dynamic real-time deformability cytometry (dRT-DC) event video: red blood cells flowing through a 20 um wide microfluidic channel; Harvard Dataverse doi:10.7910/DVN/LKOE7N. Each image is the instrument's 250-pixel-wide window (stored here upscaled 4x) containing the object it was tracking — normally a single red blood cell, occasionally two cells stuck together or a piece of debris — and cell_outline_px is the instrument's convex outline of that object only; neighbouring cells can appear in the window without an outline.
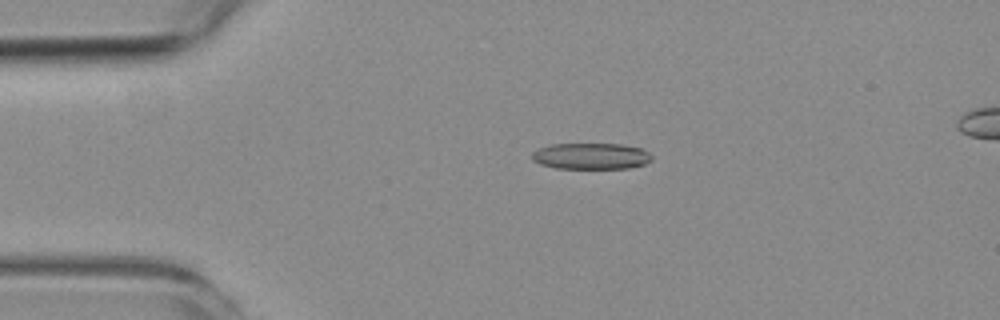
{"species": "common noctule bat (a hibernating species)", "species_latin": "Nyctalus noctula", "temperature_condition": "room temperature", "stored_images_in_passage": 5, "camera_frame_rate_fps": 3000, "um_per_image_px": 0.085, "animal": {"sex": "female", "body_mass_g": 19.3, "forearm_length_mm": 54.1}, "frame": {"image": 1, "passage_image": 3, "time_ms": 2.0, "image_size_px": [1000, 320], "cell_outline_px": [[652, 160], [644, 164], [628, 168], [556, 168], [540, 164], [532, 160], [532, 152], [540, 148], [552, 144], [624, 144], [640, 148], [648, 152], [652, 156]], "centroid_in_image_um": [50.24, 13.27], "position_along_channel_um": 34.8, "area_um2": 18.26}}